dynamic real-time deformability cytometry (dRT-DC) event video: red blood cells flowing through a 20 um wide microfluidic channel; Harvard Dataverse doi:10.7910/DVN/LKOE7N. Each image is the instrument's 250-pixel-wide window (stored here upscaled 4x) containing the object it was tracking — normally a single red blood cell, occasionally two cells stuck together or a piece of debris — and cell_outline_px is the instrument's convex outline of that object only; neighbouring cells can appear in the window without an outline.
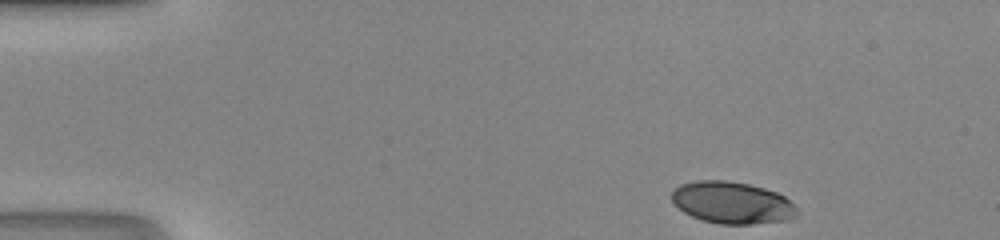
{"species": "human", "species_latin": "Homo sapiens", "temperature_condition": "room temperature", "stored_images_in_passage": 42, "camera_frame_rate_fps": 3000, "um_per_image_px": 0.085, "donor": {"sex": "male"}, "frame": {"image": 1, "passage_image": 1, "time_ms": 0.0, "image_size_px": [1000, 240], "cell_outline_px": [[800, 216], [788, 220], [752, 224], [720, 224], [700, 220], [684, 212], [672, 200], [672, 188], [680, 184], [696, 180], [724, 180], [748, 184], [764, 188], [776, 192], [784, 196], [796, 208]], "centroid_in_image_um": [62.23, 17.23], "position_along_channel_um": 22.8, "area_um2": 30.75}}
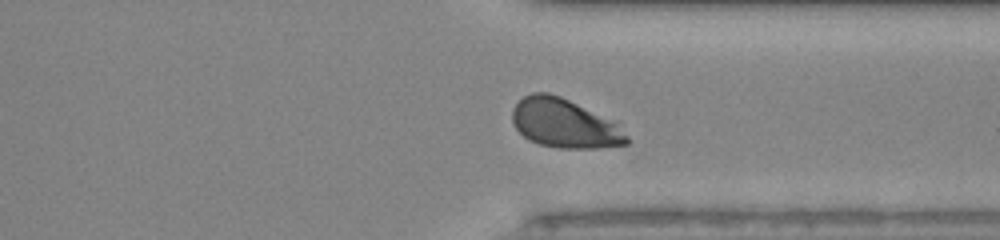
{"frame": {"image": 2, "passage_image": 31, "time_ms": 10.0, "image_size_px": [1000, 240], "cell_outline_px": [[628, 144], [596, 148], [560, 148], [540, 144], [528, 140], [516, 128], [512, 120], [512, 108], [524, 96], [532, 92], [548, 92], [560, 96], [620, 120], [628, 136]], "centroid_in_image_um": [48.08, 10.47], "position_along_channel_um": 363.3, "area_um2": 33.58}}
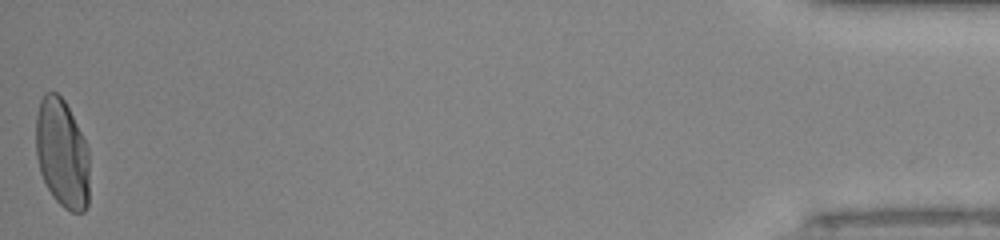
{"frame": {"image": 3, "passage_image": 42, "time_ms": 13.667, "image_size_px": [1000, 240], "cell_outline_px": [[88, 204], [84, 212], [72, 212], [64, 208], [52, 196], [40, 172], [36, 156], [36, 116], [40, 100], [44, 92], [56, 92], [64, 100], [88, 148]], "centroid_in_image_um": [5.26, 13.05], "position_along_channel_um": 429.9, "area_um2": 33.81}}